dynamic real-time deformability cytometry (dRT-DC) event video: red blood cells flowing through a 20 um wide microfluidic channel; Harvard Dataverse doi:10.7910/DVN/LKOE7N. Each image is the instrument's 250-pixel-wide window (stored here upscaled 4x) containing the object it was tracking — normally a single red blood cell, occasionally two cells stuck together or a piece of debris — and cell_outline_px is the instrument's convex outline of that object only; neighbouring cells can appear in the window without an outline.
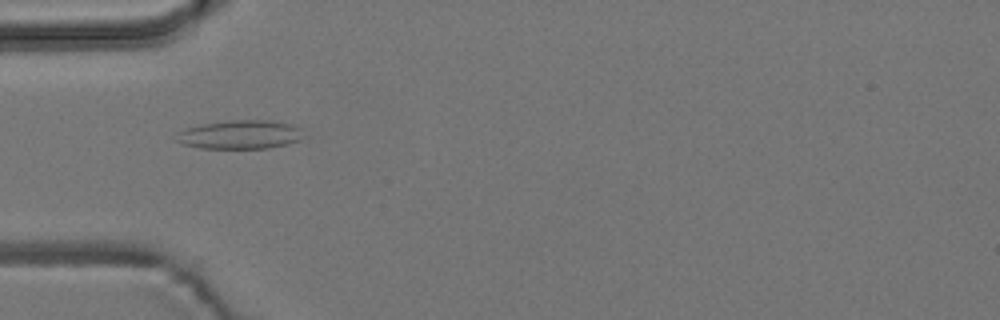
{"species": "common noctule bat (a hibernating species)", "species_latin": "Nyctalus noctula", "temperature_condition": "room temperature", "stored_images_in_passage": 2, "camera_frame_rate_fps": 3000, "um_per_image_px": 0.085, "animal": {"sex": "male", "body_mass_g": 19.2, "forearm_length_mm": 51.8}, "frame": {"image": 1, "passage_image": 1, "time_ms": 0.0, "image_size_px": [1000, 320], "cell_outline_px": [[300, 140], [288, 144], [268, 148], [200, 148], [184, 144], [176, 140], [176, 132], [184, 128], [204, 124], [232, 120], [272, 120], [292, 124], [300, 128]], "centroid_in_image_um": [20.38, 11.43], "position_along_channel_um": 64.6, "area_um2": 21.21}}
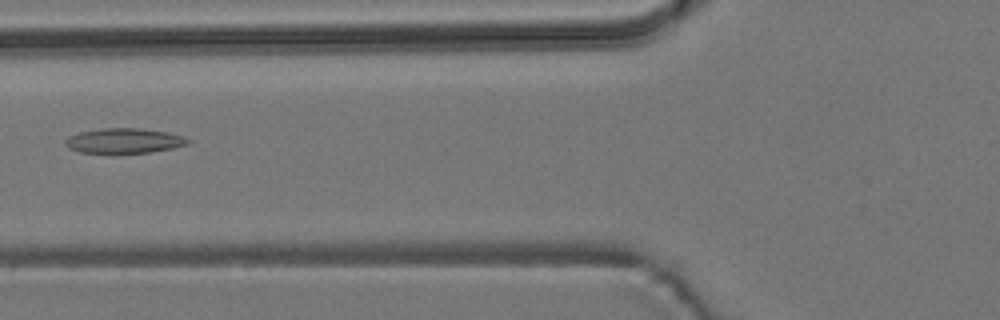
{"frame": {"image": 2, "passage_image": 2, "time_ms": 1.333, "image_size_px": [1000, 320], "cell_outline_px": [[192, 140], [188, 144], [172, 148], [148, 152], [80, 152], [68, 148], [64, 144], [64, 140], [68, 136], [80, 132], [100, 128], [136, 128], [164, 132], [184, 136]], "centroid_in_image_um": [10.52, 11.95], "position_along_channel_um": 115.3, "area_um2": 17.57}}